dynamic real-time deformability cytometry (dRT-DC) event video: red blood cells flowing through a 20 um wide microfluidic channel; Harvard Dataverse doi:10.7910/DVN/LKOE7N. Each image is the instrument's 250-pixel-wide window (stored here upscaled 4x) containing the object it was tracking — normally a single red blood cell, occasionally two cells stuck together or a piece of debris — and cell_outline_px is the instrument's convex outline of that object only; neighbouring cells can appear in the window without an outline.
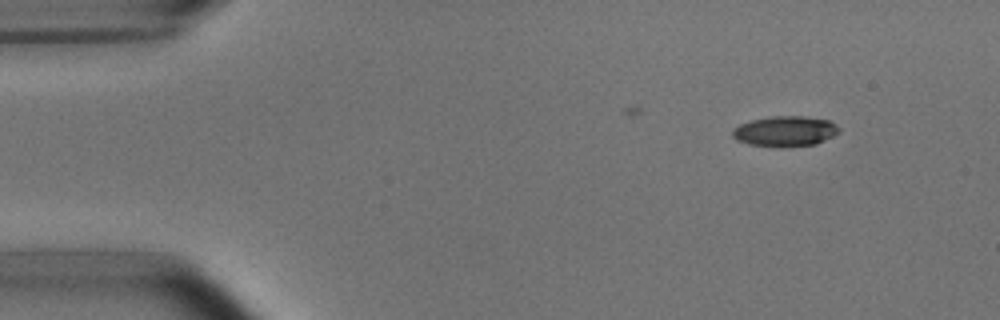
{"species": "common noctule bat (a hibernating species)", "species_latin": "Nyctalus noctula", "temperature_condition": "room temperature", "stored_images_in_passage": 4, "camera_frame_rate_fps": 3000, "um_per_image_px": 0.085, "animal": {"sex": "male", "body_mass_g": 15.6}, "frame": {"image": 1, "passage_image": 1, "time_ms": 0.0, "image_size_px": [1000, 320], "cell_outline_px": [[840, 132], [816, 144], [784, 148], [772, 148], [748, 144], [736, 140], [732, 136], [732, 128], [740, 124], [752, 120], [772, 116], [804, 116], [828, 120], [836, 124], [840, 128]], "centroid_in_image_um": [66.71, 11.18], "position_along_channel_um": 18.3, "area_um2": 19.25}}